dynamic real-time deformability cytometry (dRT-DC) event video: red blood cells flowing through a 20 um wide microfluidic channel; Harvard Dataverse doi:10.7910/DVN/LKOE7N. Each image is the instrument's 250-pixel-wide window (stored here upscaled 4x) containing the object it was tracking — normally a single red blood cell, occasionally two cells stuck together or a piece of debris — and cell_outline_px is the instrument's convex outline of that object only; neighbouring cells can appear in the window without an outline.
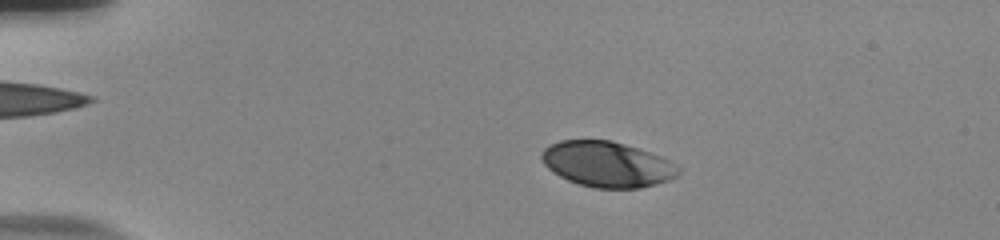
{"species": "human", "species_latin": "Homo sapiens", "temperature_condition": "room temperature", "stored_images_in_passage": 57, "camera_frame_rate_fps": 3000, "um_per_image_px": 0.085, "donor": {"sex": "male"}, "frame": {"image": 1, "passage_image": 13, "time_ms": 4.0, "image_size_px": [1000, 240], "cell_outline_px": [[680, 172], [676, 176], [668, 180], [656, 184], [640, 188], [596, 188], [580, 184], [568, 180], [552, 172], [544, 164], [540, 156], [540, 152], [544, 148], [560, 140], [608, 140], [624, 144], [660, 156], [676, 164], [680, 168]], "centroid_in_image_um": [51.59, 13.96], "position_along_channel_um": 33.4, "area_um2": 36.07}}
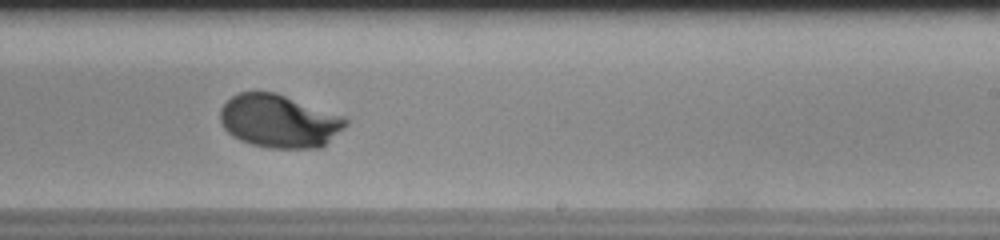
{"frame": {"image": 2, "passage_image": 37, "time_ms": 12.0, "image_size_px": [1000, 240], "cell_outline_px": [[348, 124], [344, 128], [320, 148], [272, 148], [252, 144], [240, 140], [232, 136], [224, 128], [220, 120], [220, 108], [232, 96], [240, 92], [276, 92], [344, 116], [348, 120]], "centroid_in_image_um": [23.73, 10.29], "position_along_channel_um": 265.3, "area_um2": 38.78}}
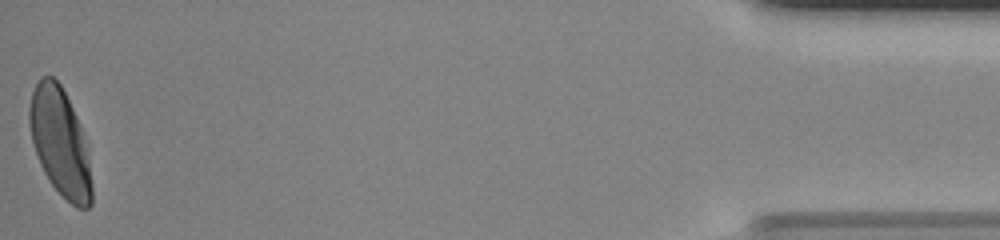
{"frame": {"image": 3, "passage_image": 57, "time_ms": 18.667, "image_size_px": [1000, 240], "cell_outline_px": [[92, 204], [88, 208], [76, 208], [48, 180], [40, 164], [32, 140], [28, 120], [28, 112], [32, 92], [40, 76], [52, 76], [60, 84], [76, 116], [88, 148], [92, 184]], "centroid_in_image_um": [5.11, 12.1], "position_along_channel_um": 430.1, "area_um2": 38.9}, "authors_computed_cell_mechanics": {"area_um2": 37.9168, "velocity_mm_per_s": 3.7221, "shape_relaxation_time_tau1_ms": 3.0019, "shape_relaxation_time_tau2_ms": null, "deformation_change_tau1": 0.1773, "deformation_change_tau2": null}}